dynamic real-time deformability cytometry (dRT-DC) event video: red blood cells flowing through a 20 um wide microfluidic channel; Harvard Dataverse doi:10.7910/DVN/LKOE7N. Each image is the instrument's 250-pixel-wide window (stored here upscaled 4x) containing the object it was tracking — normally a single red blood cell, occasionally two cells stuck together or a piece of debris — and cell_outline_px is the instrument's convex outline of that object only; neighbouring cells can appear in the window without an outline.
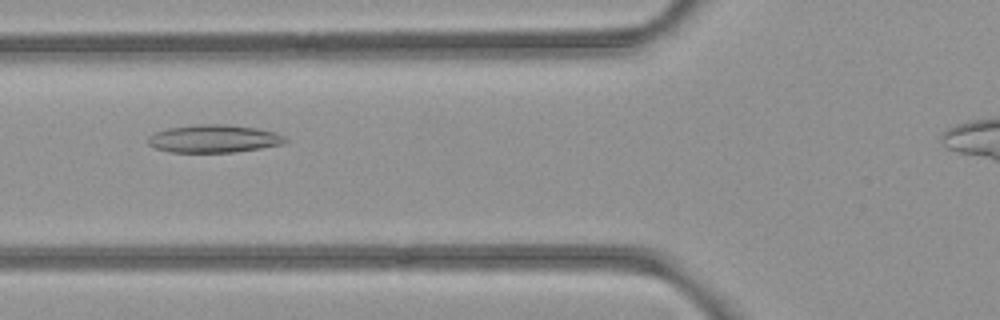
{"species": "common noctule bat (a hibernating species)", "species_latin": "Nyctalus noctula", "temperature_condition": "room temperature", "stored_images_in_passage": 34, "camera_frame_rate_fps": 3000, "um_per_image_px": 0.085, "animal": {"sex": "female", "body_mass_g": 21.9}, "frame": {"image": 1, "passage_image": 7, "time_ms": 2.0, "image_size_px": [1000, 320], "cell_outline_px": [[288, 140], [280, 144], [260, 148], [232, 152], [172, 152], [156, 148], [148, 144], [148, 136], [156, 132], [168, 128], [200, 124], [224, 124], [256, 128], [276, 132], [284, 136]], "centroid_in_image_um": [18.17, 11.78], "position_along_channel_um": 107.6, "area_um2": 22.02}}
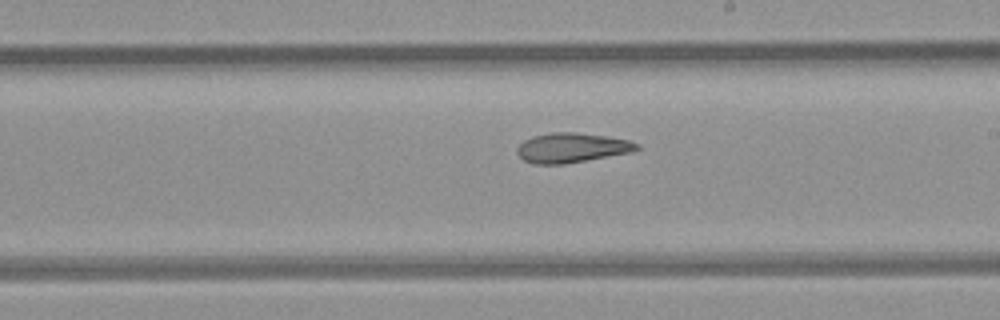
{"frame": {"image": 2, "passage_image": 17, "time_ms": 5.333, "image_size_px": [1000, 320], "cell_outline_px": [[640, 148], [632, 152], [564, 164], [532, 164], [524, 160], [516, 152], [516, 148], [524, 140], [532, 136], [552, 132], [576, 132], [608, 136], [628, 140], [640, 144]], "centroid_in_image_um": [48.6, 12.55], "position_along_channel_um": 240.4, "area_um2": 20.81}}
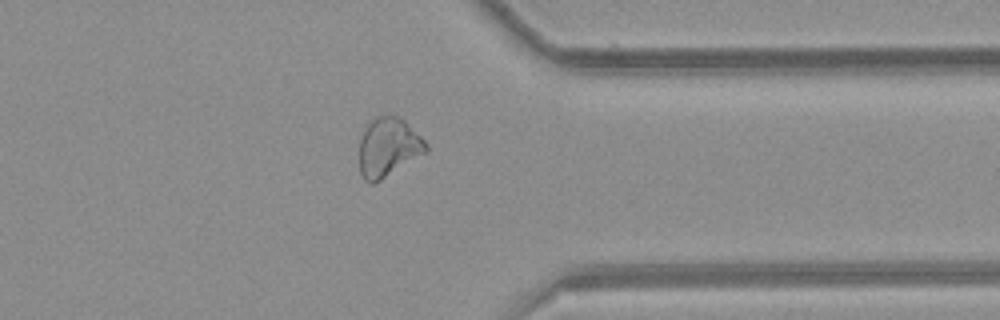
{"frame": {"image": 3, "passage_image": 28, "time_ms": 9.0, "image_size_px": [1000, 320], "cell_outline_px": [[428, 152], [380, 180], [372, 184], [364, 180], [360, 172], [360, 140], [364, 128], [368, 120], [372, 116], [396, 116], [404, 120], [428, 144]], "centroid_in_image_um": [32.99, 12.51], "position_along_channel_um": 378.4, "area_um2": 23.0}, "authors_computed_cell_mechanics": {"area_um2": 21.1548, "velocity_mm_per_s": 3.9733, "shape_relaxation_time_tau1_ms": null, "shape_relaxation_time_tau2_ms": 3.1084, "deformation_change_tau1": null, "deformation_change_tau2": 0.1081}}